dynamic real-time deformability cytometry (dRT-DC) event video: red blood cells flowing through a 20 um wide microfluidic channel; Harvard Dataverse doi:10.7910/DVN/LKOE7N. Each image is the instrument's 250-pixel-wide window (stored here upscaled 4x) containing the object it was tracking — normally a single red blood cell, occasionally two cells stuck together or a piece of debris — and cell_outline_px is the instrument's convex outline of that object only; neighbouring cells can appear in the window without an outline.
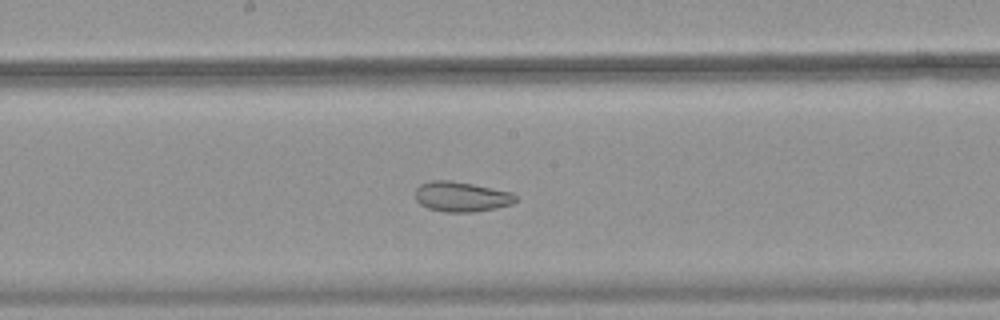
{"species": "common noctule bat (a hibernating species)", "species_latin": "Nyctalus noctula", "temperature_condition": "warm", "stored_images_in_passage": 49, "camera_frame_rate_fps": 3000, "um_per_image_px": 0.085, "animal": {"sex": "female", "body_mass_g": 18.4}, "frame": {"image": 1, "passage_image": 26, "time_ms": 8.333, "image_size_px": [1000, 320], "cell_outline_px": [[516, 200], [512, 204], [496, 208], [472, 212], [444, 212], [428, 208], [420, 204], [416, 200], [416, 188], [420, 184], [432, 180], [448, 180], [472, 184], [512, 192], [516, 196]], "centroid_in_image_um": [39.21, 16.72], "position_along_channel_um": 209.0, "area_um2": 17.51}}
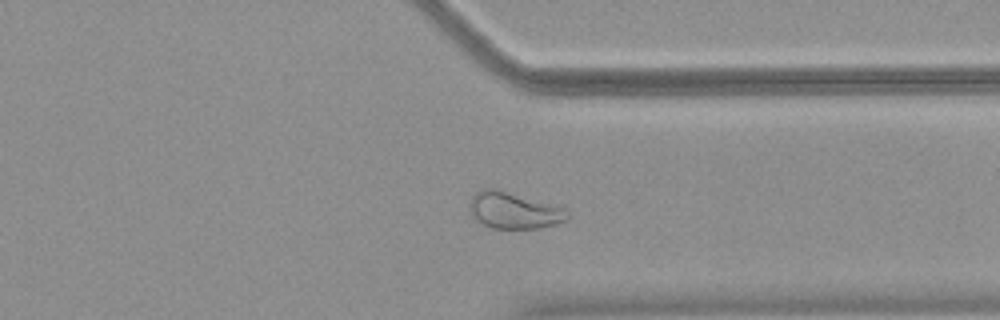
{"frame": {"image": 2, "passage_image": 38, "time_ms": 12.333, "image_size_px": [1000, 320], "cell_outline_px": [[572, 216], [564, 220], [540, 228], [492, 228], [476, 220], [472, 216], [468, 208], [468, 204], [472, 196], [476, 192], [484, 188], [496, 188], [564, 208]], "centroid_in_image_um": [43.62, 17.88], "position_along_channel_um": 367.8, "area_um2": 20.63}}
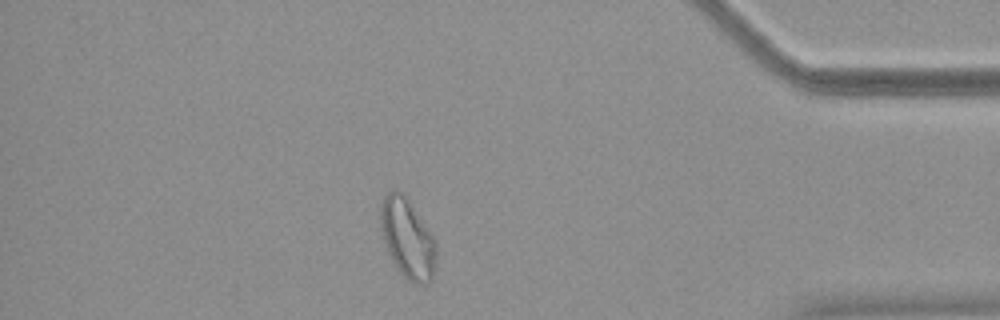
{"frame": {"image": 3, "passage_image": 43, "time_ms": 14.0, "image_size_px": [1000, 320], "cell_outline_px": [[436, 260], [432, 280], [428, 284], [412, 284], [404, 280], [396, 268], [388, 252], [380, 228], [380, 204], [384, 196], [388, 192], [396, 188], [408, 196], [432, 232], [436, 240]], "centroid_in_image_um": [34.65, 20.26], "position_along_channel_um": 400.5, "area_um2": 26.88}}